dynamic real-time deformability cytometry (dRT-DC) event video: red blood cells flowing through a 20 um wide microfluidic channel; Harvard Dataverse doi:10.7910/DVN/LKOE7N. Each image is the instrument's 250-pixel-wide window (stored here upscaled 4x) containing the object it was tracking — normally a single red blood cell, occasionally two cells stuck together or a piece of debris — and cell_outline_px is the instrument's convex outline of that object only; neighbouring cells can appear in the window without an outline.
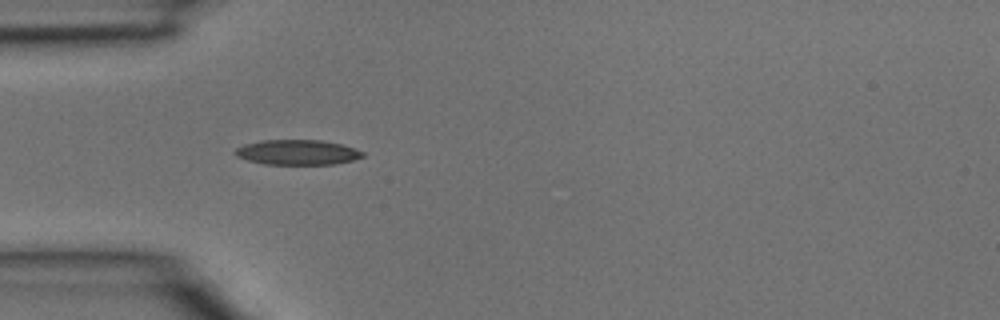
{"species": "common noctule bat (a hibernating species)", "species_latin": "Nyctalus noctula", "temperature_condition": "room temperature", "stored_images_in_passage": 29, "camera_frame_rate_fps": 3000, "um_per_image_px": 0.085, "animal": {"sex": "male", "body_mass_g": 15.6}, "frame": {"image": 1, "passage_image": 1, "time_ms": 0.0, "image_size_px": [1000, 320], "cell_outline_px": [[364, 156], [352, 160], [332, 164], [264, 164], [248, 160], [236, 156], [232, 152], [236, 148], [244, 144], [260, 140], [320, 140], [340, 144], [364, 152]], "centroid_in_image_um": [25.22, 12.94], "position_along_channel_um": 59.8, "area_um2": 18.5}}